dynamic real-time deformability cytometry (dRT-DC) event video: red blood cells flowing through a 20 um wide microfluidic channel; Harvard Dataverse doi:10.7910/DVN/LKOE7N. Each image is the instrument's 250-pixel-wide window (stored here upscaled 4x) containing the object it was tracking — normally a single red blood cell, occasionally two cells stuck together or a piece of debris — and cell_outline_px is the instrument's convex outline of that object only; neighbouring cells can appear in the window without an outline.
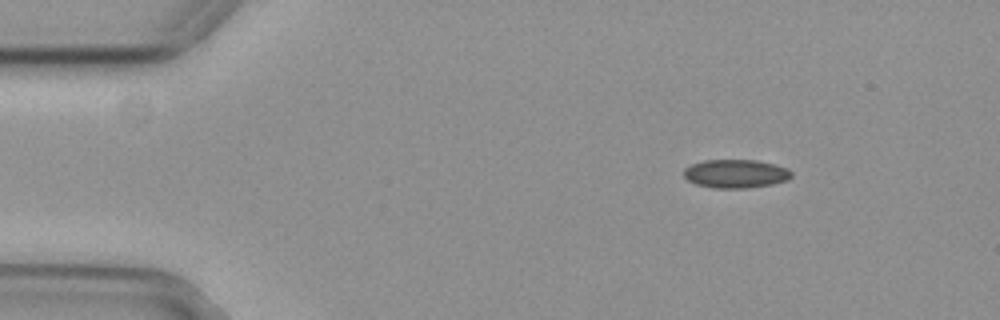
{"species": "common noctule bat (a hibernating species)", "species_latin": "Nyctalus noctula", "temperature_condition": "cold", "stored_images_in_passage": 49, "camera_frame_rate_fps": 3000, "um_per_image_px": 0.085, "animal": {"sex": "female", "body_mass_g": 29.2, "forearm_length_mm": 56.3}, "frame": {"image": 1, "passage_image": 1, "time_ms": 0.0, "image_size_px": [1000, 320], "cell_outline_px": [[792, 176], [788, 180], [772, 184], [744, 188], [716, 188], [696, 184], [688, 180], [684, 176], [684, 168], [692, 164], [704, 160], [756, 160], [776, 164], [788, 168], [792, 172]], "centroid_in_image_um": [62.56, 14.75], "position_along_channel_um": 22.4, "area_um2": 17.92}}
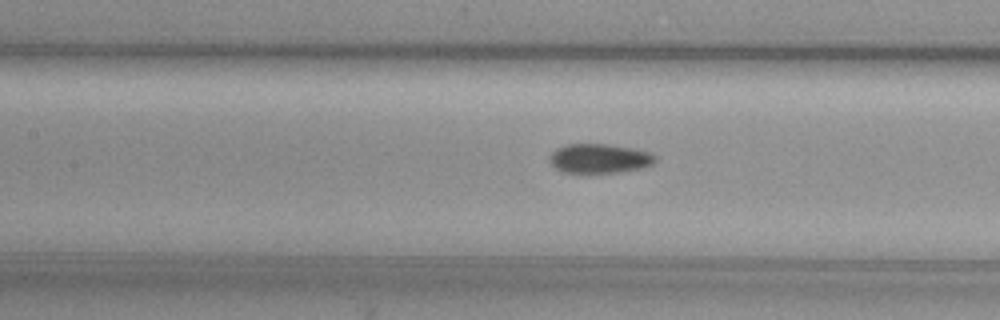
{"frame": {"image": 2, "passage_image": 18, "time_ms": 5.667, "image_size_px": [1000, 320], "cell_outline_px": [[656, 160], [652, 164], [640, 168], [616, 172], [588, 176], [580, 176], [560, 172], [548, 160], [548, 156], [556, 148], [568, 144], [608, 144], [632, 148], [652, 152], [656, 156]], "centroid_in_image_um": [50.88, 13.52], "position_along_channel_um": 156.5, "area_um2": 18.96}}
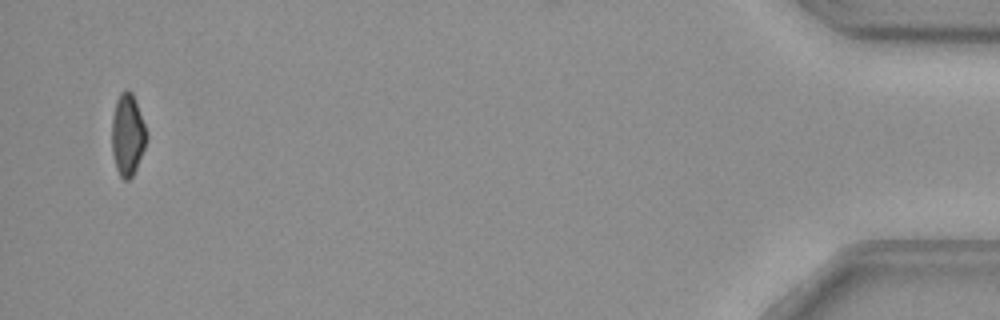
{"frame": {"image": 3, "passage_image": 47, "time_ms": 15.333, "image_size_px": [1000, 320], "cell_outline_px": [[148, 140], [136, 168], [132, 176], [128, 180], [124, 180], [120, 176], [116, 168], [112, 152], [112, 116], [116, 100], [120, 92], [124, 88], [128, 88], [132, 92], [144, 124], [148, 136]], "centroid_in_image_um": [10.84, 11.43], "position_along_channel_um": 424.4, "area_um2": 16.65}}